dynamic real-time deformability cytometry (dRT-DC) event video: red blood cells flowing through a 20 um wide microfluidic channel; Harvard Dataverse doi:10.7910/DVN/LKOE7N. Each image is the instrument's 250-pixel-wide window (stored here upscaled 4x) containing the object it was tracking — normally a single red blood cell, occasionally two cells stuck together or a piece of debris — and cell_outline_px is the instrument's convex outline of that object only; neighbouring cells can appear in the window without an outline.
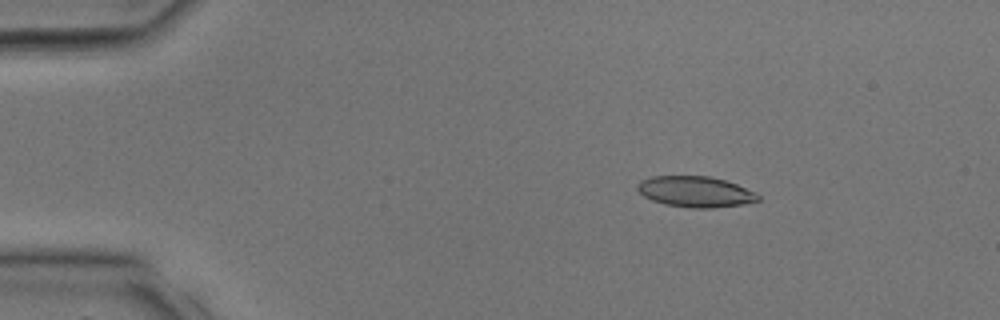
{"species": "common noctule bat (a hibernating species)", "species_latin": "Nyctalus noctula", "temperature_condition": "room temperature", "stored_images_in_passage": 13, "camera_frame_rate_fps": 3000, "um_per_image_px": 0.085, "animal": {"sex": "male", "body_mass_g": 17.9, "forearm_length_mm": 54.2}, "frame": {"image": 1, "passage_image": 5, "time_ms": 1.333, "image_size_px": [1000, 320], "cell_outline_px": [[760, 200], [744, 204], [712, 208], [688, 208], [664, 204], [652, 200], [644, 196], [636, 188], [636, 184], [640, 180], [652, 176], [712, 176], [736, 184], [756, 192], [760, 196]], "centroid_in_image_um": [59.1, 16.29], "position_along_channel_um": 25.9, "area_um2": 21.85}}